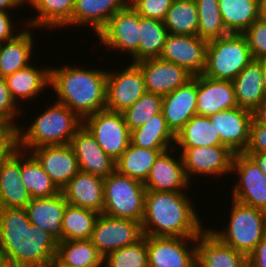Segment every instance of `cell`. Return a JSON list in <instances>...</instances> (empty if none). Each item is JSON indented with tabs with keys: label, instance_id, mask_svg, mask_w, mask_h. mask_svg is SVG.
Wrapping results in <instances>:
<instances>
[{
	"label": "cell",
	"instance_id": "36",
	"mask_svg": "<svg viewBox=\"0 0 266 267\" xmlns=\"http://www.w3.org/2000/svg\"><path fill=\"white\" fill-rule=\"evenodd\" d=\"M21 181L31 198L51 197L60 192L38 160L24 150H21Z\"/></svg>",
	"mask_w": 266,
	"mask_h": 267
},
{
	"label": "cell",
	"instance_id": "5",
	"mask_svg": "<svg viewBox=\"0 0 266 267\" xmlns=\"http://www.w3.org/2000/svg\"><path fill=\"white\" fill-rule=\"evenodd\" d=\"M228 227L210 229L223 243L247 257L266 235V212L231 199Z\"/></svg>",
	"mask_w": 266,
	"mask_h": 267
},
{
	"label": "cell",
	"instance_id": "13",
	"mask_svg": "<svg viewBox=\"0 0 266 267\" xmlns=\"http://www.w3.org/2000/svg\"><path fill=\"white\" fill-rule=\"evenodd\" d=\"M147 249L149 267H194L197 262L196 237L147 236Z\"/></svg>",
	"mask_w": 266,
	"mask_h": 267
},
{
	"label": "cell",
	"instance_id": "1",
	"mask_svg": "<svg viewBox=\"0 0 266 267\" xmlns=\"http://www.w3.org/2000/svg\"><path fill=\"white\" fill-rule=\"evenodd\" d=\"M58 243L49 232L32 225L25 208L0 207V256L21 267H48Z\"/></svg>",
	"mask_w": 266,
	"mask_h": 267
},
{
	"label": "cell",
	"instance_id": "21",
	"mask_svg": "<svg viewBox=\"0 0 266 267\" xmlns=\"http://www.w3.org/2000/svg\"><path fill=\"white\" fill-rule=\"evenodd\" d=\"M238 107L233 82L197 75L196 115L211 116Z\"/></svg>",
	"mask_w": 266,
	"mask_h": 267
},
{
	"label": "cell",
	"instance_id": "20",
	"mask_svg": "<svg viewBox=\"0 0 266 267\" xmlns=\"http://www.w3.org/2000/svg\"><path fill=\"white\" fill-rule=\"evenodd\" d=\"M70 145L81 171L105 178L116 170V161L103 151L84 125L72 137Z\"/></svg>",
	"mask_w": 266,
	"mask_h": 267
},
{
	"label": "cell",
	"instance_id": "47",
	"mask_svg": "<svg viewBox=\"0 0 266 267\" xmlns=\"http://www.w3.org/2000/svg\"><path fill=\"white\" fill-rule=\"evenodd\" d=\"M18 149V128L0 124V166Z\"/></svg>",
	"mask_w": 266,
	"mask_h": 267
},
{
	"label": "cell",
	"instance_id": "8",
	"mask_svg": "<svg viewBox=\"0 0 266 267\" xmlns=\"http://www.w3.org/2000/svg\"><path fill=\"white\" fill-rule=\"evenodd\" d=\"M83 125L114 161L120 158L131 142V132L120 112L100 110L85 117Z\"/></svg>",
	"mask_w": 266,
	"mask_h": 267
},
{
	"label": "cell",
	"instance_id": "12",
	"mask_svg": "<svg viewBox=\"0 0 266 267\" xmlns=\"http://www.w3.org/2000/svg\"><path fill=\"white\" fill-rule=\"evenodd\" d=\"M180 155L185 174L191 183V177L208 175L215 177L231 173L234 153L225 145L208 147H180ZM194 175V176H193Z\"/></svg>",
	"mask_w": 266,
	"mask_h": 267
},
{
	"label": "cell",
	"instance_id": "9",
	"mask_svg": "<svg viewBox=\"0 0 266 267\" xmlns=\"http://www.w3.org/2000/svg\"><path fill=\"white\" fill-rule=\"evenodd\" d=\"M143 236L141 222L100 213L90 240L105 258L111 252L134 244Z\"/></svg>",
	"mask_w": 266,
	"mask_h": 267
},
{
	"label": "cell",
	"instance_id": "54",
	"mask_svg": "<svg viewBox=\"0 0 266 267\" xmlns=\"http://www.w3.org/2000/svg\"><path fill=\"white\" fill-rule=\"evenodd\" d=\"M259 18L266 22V0H259Z\"/></svg>",
	"mask_w": 266,
	"mask_h": 267
},
{
	"label": "cell",
	"instance_id": "39",
	"mask_svg": "<svg viewBox=\"0 0 266 267\" xmlns=\"http://www.w3.org/2000/svg\"><path fill=\"white\" fill-rule=\"evenodd\" d=\"M163 23L168 34L197 35L198 11L194 0H173Z\"/></svg>",
	"mask_w": 266,
	"mask_h": 267
},
{
	"label": "cell",
	"instance_id": "17",
	"mask_svg": "<svg viewBox=\"0 0 266 267\" xmlns=\"http://www.w3.org/2000/svg\"><path fill=\"white\" fill-rule=\"evenodd\" d=\"M212 126L220 135L221 143L234 154L243 153L249 142V128L252 120L250 110L236 107L208 116Z\"/></svg>",
	"mask_w": 266,
	"mask_h": 267
},
{
	"label": "cell",
	"instance_id": "40",
	"mask_svg": "<svg viewBox=\"0 0 266 267\" xmlns=\"http://www.w3.org/2000/svg\"><path fill=\"white\" fill-rule=\"evenodd\" d=\"M99 213L67 204L62 218L64 240H88Z\"/></svg>",
	"mask_w": 266,
	"mask_h": 267
},
{
	"label": "cell",
	"instance_id": "14",
	"mask_svg": "<svg viewBox=\"0 0 266 267\" xmlns=\"http://www.w3.org/2000/svg\"><path fill=\"white\" fill-rule=\"evenodd\" d=\"M97 36L100 44L109 50L127 52L132 57L138 51L140 41L139 14L129 4L117 11Z\"/></svg>",
	"mask_w": 266,
	"mask_h": 267
},
{
	"label": "cell",
	"instance_id": "41",
	"mask_svg": "<svg viewBox=\"0 0 266 267\" xmlns=\"http://www.w3.org/2000/svg\"><path fill=\"white\" fill-rule=\"evenodd\" d=\"M198 11L197 35L207 41L228 35L218 0H194Z\"/></svg>",
	"mask_w": 266,
	"mask_h": 267
},
{
	"label": "cell",
	"instance_id": "23",
	"mask_svg": "<svg viewBox=\"0 0 266 267\" xmlns=\"http://www.w3.org/2000/svg\"><path fill=\"white\" fill-rule=\"evenodd\" d=\"M69 205L91 209L99 214L104 207V178L79 171L61 190Z\"/></svg>",
	"mask_w": 266,
	"mask_h": 267
},
{
	"label": "cell",
	"instance_id": "33",
	"mask_svg": "<svg viewBox=\"0 0 266 267\" xmlns=\"http://www.w3.org/2000/svg\"><path fill=\"white\" fill-rule=\"evenodd\" d=\"M55 259L65 267H104V257L90 239L59 242Z\"/></svg>",
	"mask_w": 266,
	"mask_h": 267
},
{
	"label": "cell",
	"instance_id": "35",
	"mask_svg": "<svg viewBox=\"0 0 266 267\" xmlns=\"http://www.w3.org/2000/svg\"><path fill=\"white\" fill-rule=\"evenodd\" d=\"M166 150L168 149L141 148L130 142L128 148L116 161V170L120 174L145 183L155 160Z\"/></svg>",
	"mask_w": 266,
	"mask_h": 267
},
{
	"label": "cell",
	"instance_id": "10",
	"mask_svg": "<svg viewBox=\"0 0 266 267\" xmlns=\"http://www.w3.org/2000/svg\"><path fill=\"white\" fill-rule=\"evenodd\" d=\"M232 173L239 179L231 189V199L266 212V175L256 163L245 153H235Z\"/></svg>",
	"mask_w": 266,
	"mask_h": 267
},
{
	"label": "cell",
	"instance_id": "25",
	"mask_svg": "<svg viewBox=\"0 0 266 267\" xmlns=\"http://www.w3.org/2000/svg\"><path fill=\"white\" fill-rule=\"evenodd\" d=\"M67 204L60 191L51 197L31 198L25 209L30 223L49 232L59 243L64 240L62 218Z\"/></svg>",
	"mask_w": 266,
	"mask_h": 267
},
{
	"label": "cell",
	"instance_id": "51",
	"mask_svg": "<svg viewBox=\"0 0 266 267\" xmlns=\"http://www.w3.org/2000/svg\"><path fill=\"white\" fill-rule=\"evenodd\" d=\"M252 119L256 123L266 127V98L252 111Z\"/></svg>",
	"mask_w": 266,
	"mask_h": 267
},
{
	"label": "cell",
	"instance_id": "22",
	"mask_svg": "<svg viewBox=\"0 0 266 267\" xmlns=\"http://www.w3.org/2000/svg\"><path fill=\"white\" fill-rule=\"evenodd\" d=\"M197 75L185 85L163 96L162 113L168 127L176 135L196 115Z\"/></svg>",
	"mask_w": 266,
	"mask_h": 267
},
{
	"label": "cell",
	"instance_id": "18",
	"mask_svg": "<svg viewBox=\"0 0 266 267\" xmlns=\"http://www.w3.org/2000/svg\"><path fill=\"white\" fill-rule=\"evenodd\" d=\"M29 152L38 160L59 190L80 171L70 143L41 146Z\"/></svg>",
	"mask_w": 266,
	"mask_h": 267
},
{
	"label": "cell",
	"instance_id": "43",
	"mask_svg": "<svg viewBox=\"0 0 266 267\" xmlns=\"http://www.w3.org/2000/svg\"><path fill=\"white\" fill-rule=\"evenodd\" d=\"M106 267H149L147 236H143L134 244L111 252L104 258Z\"/></svg>",
	"mask_w": 266,
	"mask_h": 267
},
{
	"label": "cell",
	"instance_id": "6",
	"mask_svg": "<svg viewBox=\"0 0 266 267\" xmlns=\"http://www.w3.org/2000/svg\"><path fill=\"white\" fill-rule=\"evenodd\" d=\"M252 60L244 35L229 33L208 42L202 75L216 80L233 81Z\"/></svg>",
	"mask_w": 266,
	"mask_h": 267
},
{
	"label": "cell",
	"instance_id": "32",
	"mask_svg": "<svg viewBox=\"0 0 266 267\" xmlns=\"http://www.w3.org/2000/svg\"><path fill=\"white\" fill-rule=\"evenodd\" d=\"M228 33L243 34L259 19V0H218Z\"/></svg>",
	"mask_w": 266,
	"mask_h": 267
},
{
	"label": "cell",
	"instance_id": "38",
	"mask_svg": "<svg viewBox=\"0 0 266 267\" xmlns=\"http://www.w3.org/2000/svg\"><path fill=\"white\" fill-rule=\"evenodd\" d=\"M176 145L179 147H208L223 144L209 118L194 115L175 135Z\"/></svg>",
	"mask_w": 266,
	"mask_h": 267
},
{
	"label": "cell",
	"instance_id": "52",
	"mask_svg": "<svg viewBox=\"0 0 266 267\" xmlns=\"http://www.w3.org/2000/svg\"><path fill=\"white\" fill-rule=\"evenodd\" d=\"M247 154L266 175V152L245 153Z\"/></svg>",
	"mask_w": 266,
	"mask_h": 267
},
{
	"label": "cell",
	"instance_id": "57",
	"mask_svg": "<svg viewBox=\"0 0 266 267\" xmlns=\"http://www.w3.org/2000/svg\"><path fill=\"white\" fill-rule=\"evenodd\" d=\"M48 267H65L62 264H60L56 259H54Z\"/></svg>",
	"mask_w": 266,
	"mask_h": 267
},
{
	"label": "cell",
	"instance_id": "2",
	"mask_svg": "<svg viewBox=\"0 0 266 267\" xmlns=\"http://www.w3.org/2000/svg\"><path fill=\"white\" fill-rule=\"evenodd\" d=\"M185 193L146 190L141 221L144 236L198 237L206 229Z\"/></svg>",
	"mask_w": 266,
	"mask_h": 267
},
{
	"label": "cell",
	"instance_id": "31",
	"mask_svg": "<svg viewBox=\"0 0 266 267\" xmlns=\"http://www.w3.org/2000/svg\"><path fill=\"white\" fill-rule=\"evenodd\" d=\"M25 4L38 12V16H32L33 19L28 18L25 21L26 26L34 30L42 27L53 29L63 28L72 19L75 0H28Z\"/></svg>",
	"mask_w": 266,
	"mask_h": 267
},
{
	"label": "cell",
	"instance_id": "56",
	"mask_svg": "<svg viewBox=\"0 0 266 267\" xmlns=\"http://www.w3.org/2000/svg\"><path fill=\"white\" fill-rule=\"evenodd\" d=\"M262 65V74H263V88L266 94V57L259 59Z\"/></svg>",
	"mask_w": 266,
	"mask_h": 267
},
{
	"label": "cell",
	"instance_id": "28",
	"mask_svg": "<svg viewBox=\"0 0 266 267\" xmlns=\"http://www.w3.org/2000/svg\"><path fill=\"white\" fill-rule=\"evenodd\" d=\"M232 82L238 107L252 112L265 100L262 65L259 59H253Z\"/></svg>",
	"mask_w": 266,
	"mask_h": 267
},
{
	"label": "cell",
	"instance_id": "44",
	"mask_svg": "<svg viewBox=\"0 0 266 267\" xmlns=\"http://www.w3.org/2000/svg\"><path fill=\"white\" fill-rule=\"evenodd\" d=\"M12 98L5 78L0 77V124L17 125L16 117H19L23 108ZM22 109V110H20ZM19 114V115H18Z\"/></svg>",
	"mask_w": 266,
	"mask_h": 267
},
{
	"label": "cell",
	"instance_id": "34",
	"mask_svg": "<svg viewBox=\"0 0 266 267\" xmlns=\"http://www.w3.org/2000/svg\"><path fill=\"white\" fill-rule=\"evenodd\" d=\"M133 145L148 149H170L175 145V134L168 127L163 113L150 118L144 125L131 131Z\"/></svg>",
	"mask_w": 266,
	"mask_h": 267
},
{
	"label": "cell",
	"instance_id": "26",
	"mask_svg": "<svg viewBox=\"0 0 266 267\" xmlns=\"http://www.w3.org/2000/svg\"><path fill=\"white\" fill-rule=\"evenodd\" d=\"M31 196L21 181V149L0 166V207L25 208Z\"/></svg>",
	"mask_w": 266,
	"mask_h": 267
},
{
	"label": "cell",
	"instance_id": "55",
	"mask_svg": "<svg viewBox=\"0 0 266 267\" xmlns=\"http://www.w3.org/2000/svg\"><path fill=\"white\" fill-rule=\"evenodd\" d=\"M0 267H21L11 259L0 256Z\"/></svg>",
	"mask_w": 266,
	"mask_h": 267
},
{
	"label": "cell",
	"instance_id": "24",
	"mask_svg": "<svg viewBox=\"0 0 266 267\" xmlns=\"http://www.w3.org/2000/svg\"><path fill=\"white\" fill-rule=\"evenodd\" d=\"M196 244L199 267H249L246 255L223 243L209 228L196 237Z\"/></svg>",
	"mask_w": 266,
	"mask_h": 267
},
{
	"label": "cell",
	"instance_id": "46",
	"mask_svg": "<svg viewBox=\"0 0 266 267\" xmlns=\"http://www.w3.org/2000/svg\"><path fill=\"white\" fill-rule=\"evenodd\" d=\"M173 0H129L131 7L144 18L163 21Z\"/></svg>",
	"mask_w": 266,
	"mask_h": 267
},
{
	"label": "cell",
	"instance_id": "7",
	"mask_svg": "<svg viewBox=\"0 0 266 267\" xmlns=\"http://www.w3.org/2000/svg\"><path fill=\"white\" fill-rule=\"evenodd\" d=\"M145 193L144 183L115 170L104 178L102 213L141 222L144 216Z\"/></svg>",
	"mask_w": 266,
	"mask_h": 267
},
{
	"label": "cell",
	"instance_id": "42",
	"mask_svg": "<svg viewBox=\"0 0 266 267\" xmlns=\"http://www.w3.org/2000/svg\"><path fill=\"white\" fill-rule=\"evenodd\" d=\"M163 96L145 92L131 107L122 114L130 132L144 125L154 115L162 112Z\"/></svg>",
	"mask_w": 266,
	"mask_h": 267
},
{
	"label": "cell",
	"instance_id": "11",
	"mask_svg": "<svg viewBox=\"0 0 266 267\" xmlns=\"http://www.w3.org/2000/svg\"><path fill=\"white\" fill-rule=\"evenodd\" d=\"M145 92L144 76L136 63H130L118 72L107 70V110L123 113Z\"/></svg>",
	"mask_w": 266,
	"mask_h": 267
},
{
	"label": "cell",
	"instance_id": "50",
	"mask_svg": "<svg viewBox=\"0 0 266 267\" xmlns=\"http://www.w3.org/2000/svg\"><path fill=\"white\" fill-rule=\"evenodd\" d=\"M249 267H266V235L248 256Z\"/></svg>",
	"mask_w": 266,
	"mask_h": 267
},
{
	"label": "cell",
	"instance_id": "4",
	"mask_svg": "<svg viewBox=\"0 0 266 267\" xmlns=\"http://www.w3.org/2000/svg\"><path fill=\"white\" fill-rule=\"evenodd\" d=\"M30 124L26 129L23 125L17 127L18 148L28 152L46 145L69 144L83 120L67 106L55 101Z\"/></svg>",
	"mask_w": 266,
	"mask_h": 267
},
{
	"label": "cell",
	"instance_id": "15",
	"mask_svg": "<svg viewBox=\"0 0 266 267\" xmlns=\"http://www.w3.org/2000/svg\"><path fill=\"white\" fill-rule=\"evenodd\" d=\"M207 40L198 35L168 34L160 59L184 67L191 75H201L205 69Z\"/></svg>",
	"mask_w": 266,
	"mask_h": 267
},
{
	"label": "cell",
	"instance_id": "37",
	"mask_svg": "<svg viewBox=\"0 0 266 267\" xmlns=\"http://www.w3.org/2000/svg\"><path fill=\"white\" fill-rule=\"evenodd\" d=\"M140 41L138 51L131 57V63L143 59L158 58L163 50L168 31L161 20L139 15Z\"/></svg>",
	"mask_w": 266,
	"mask_h": 267
},
{
	"label": "cell",
	"instance_id": "16",
	"mask_svg": "<svg viewBox=\"0 0 266 267\" xmlns=\"http://www.w3.org/2000/svg\"><path fill=\"white\" fill-rule=\"evenodd\" d=\"M136 64L143 73L146 91L153 94H169L193 77L184 67L159 57L143 59Z\"/></svg>",
	"mask_w": 266,
	"mask_h": 267
},
{
	"label": "cell",
	"instance_id": "48",
	"mask_svg": "<svg viewBox=\"0 0 266 267\" xmlns=\"http://www.w3.org/2000/svg\"><path fill=\"white\" fill-rule=\"evenodd\" d=\"M266 152V127L253 119L249 128V142L243 153Z\"/></svg>",
	"mask_w": 266,
	"mask_h": 267
},
{
	"label": "cell",
	"instance_id": "19",
	"mask_svg": "<svg viewBox=\"0 0 266 267\" xmlns=\"http://www.w3.org/2000/svg\"><path fill=\"white\" fill-rule=\"evenodd\" d=\"M175 150L173 147L159 154L144 183L146 190L166 192H185L186 188L188 190L191 184L185 174L181 155L179 153L177 159L171 155L173 152H179Z\"/></svg>",
	"mask_w": 266,
	"mask_h": 267
},
{
	"label": "cell",
	"instance_id": "27",
	"mask_svg": "<svg viewBox=\"0 0 266 267\" xmlns=\"http://www.w3.org/2000/svg\"><path fill=\"white\" fill-rule=\"evenodd\" d=\"M128 5L129 0H75L72 19L65 26L89 25L97 35L117 11Z\"/></svg>",
	"mask_w": 266,
	"mask_h": 267
},
{
	"label": "cell",
	"instance_id": "49",
	"mask_svg": "<svg viewBox=\"0 0 266 267\" xmlns=\"http://www.w3.org/2000/svg\"><path fill=\"white\" fill-rule=\"evenodd\" d=\"M10 15L9 12L0 11V43L10 41L20 34L15 32L13 18Z\"/></svg>",
	"mask_w": 266,
	"mask_h": 267
},
{
	"label": "cell",
	"instance_id": "29",
	"mask_svg": "<svg viewBox=\"0 0 266 267\" xmlns=\"http://www.w3.org/2000/svg\"><path fill=\"white\" fill-rule=\"evenodd\" d=\"M7 87L16 103L33 99L50 88V67L37 68L34 64L5 77ZM18 101V102H17Z\"/></svg>",
	"mask_w": 266,
	"mask_h": 267
},
{
	"label": "cell",
	"instance_id": "53",
	"mask_svg": "<svg viewBox=\"0 0 266 267\" xmlns=\"http://www.w3.org/2000/svg\"><path fill=\"white\" fill-rule=\"evenodd\" d=\"M25 2L23 0H0V11L10 12L12 9L23 7Z\"/></svg>",
	"mask_w": 266,
	"mask_h": 267
},
{
	"label": "cell",
	"instance_id": "30",
	"mask_svg": "<svg viewBox=\"0 0 266 267\" xmlns=\"http://www.w3.org/2000/svg\"><path fill=\"white\" fill-rule=\"evenodd\" d=\"M27 28L24 26L14 39L0 43V77L5 78L32 63V48L36 44L33 32Z\"/></svg>",
	"mask_w": 266,
	"mask_h": 267
},
{
	"label": "cell",
	"instance_id": "3",
	"mask_svg": "<svg viewBox=\"0 0 266 267\" xmlns=\"http://www.w3.org/2000/svg\"><path fill=\"white\" fill-rule=\"evenodd\" d=\"M50 67V86L57 102L74 111L82 120L106 109L107 71L70 65Z\"/></svg>",
	"mask_w": 266,
	"mask_h": 267
},
{
	"label": "cell",
	"instance_id": "45",
	"mask_svg": "<svg viewBox=\"0 0 266 267\" xmlns=\"http://www.w3.org/2000/svg\"><path fill=\"white\" fill-rule=\"evenodd\" d=\"M250 47L253 59L266 57V22L260 18L255 21L244 33Z\"/></svg>",
	"mask_w": 266,
	"mask_h": 267
}]
</instances>
